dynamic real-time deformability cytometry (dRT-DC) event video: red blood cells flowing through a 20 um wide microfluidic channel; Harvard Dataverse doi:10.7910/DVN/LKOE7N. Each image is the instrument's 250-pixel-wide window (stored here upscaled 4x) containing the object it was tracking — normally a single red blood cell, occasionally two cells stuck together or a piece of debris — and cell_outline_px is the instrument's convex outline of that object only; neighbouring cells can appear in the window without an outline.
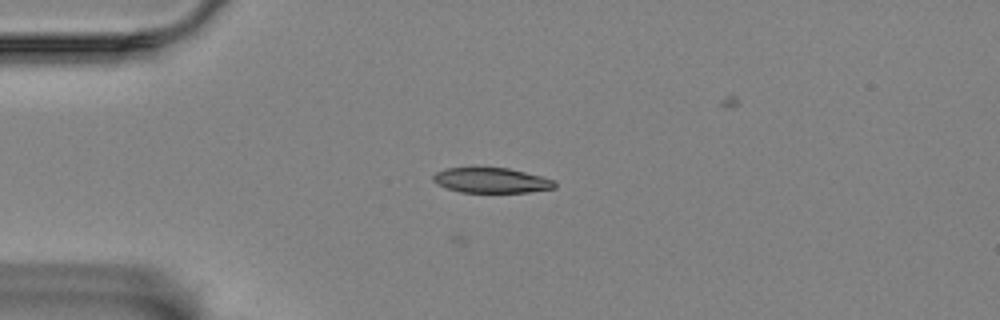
{"species": "Egyptian fruit bat (a non-hibernating species)", "species_latin": "Rousettus aegyptiacus", "temperature_condition": "room temperature", "stored_images_in_passage": 50, "camera_frame_rate_fps": 3000, "um_per_image_px": 0.085, "animal": {"sex": "female"}, "frame": {"image": 1, "passage_image": 14, "time_ms": 4.333, "image_size_px": [1000, 320], "cell_outline_px": [[556, 188], [528, 192], [460, 192], [436, 184], [432, 180], [432, 176], [436, 172], [444, 168], [472, 164], [476, 164], [508, 168], [556, 180]], "centroid_in_image_um": [41.69, 15.27], "position_along_channel_um": 43.3, "area_um2": 18.73}}
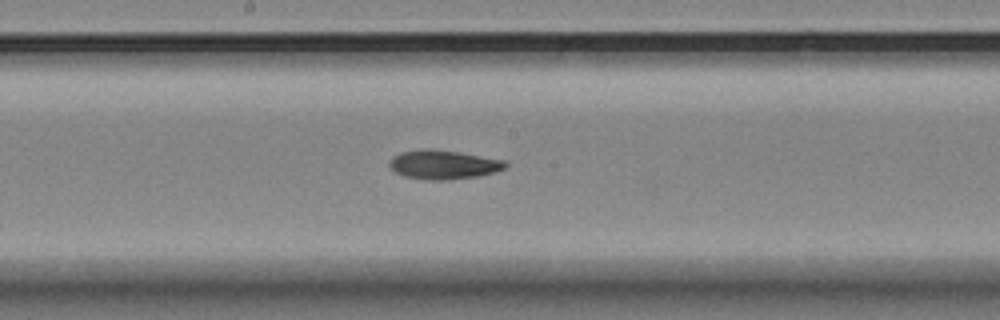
{"frame": {"image": 2, "passage_image": 30, "time_ms": 9.667, "image_size_px": [1000, 320], "cell_outline_px": [[508, 164], [504, 168], [496, 172], [476, 176], [448, 180], [428, 180], [408, 176], [396, 172], [388, 164], [392, 156], [400, 152], [424, 148], [432, 148], [460, 152], [504, 160]], "centroid_in_image_um": [37.69, 13.97], "position_along_channel_um": 210.5, "area_um2": 19.59}}
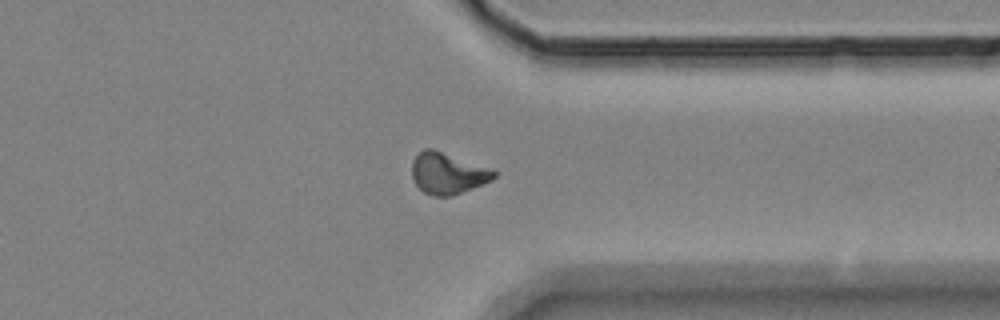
{"frame": {"image": 3, "passage_image": 44, "time_ms": 14.333, "image_size_px": [1000, 320], "cell_outline_px": [[496, 176], [492, 180], [452, 196], [432, 196], [424, 192], [416, 184], [412, 176], [412, 160], [424, 148], [432, 148], [488, 168], [496, 172]], "centroid_in_image_um": [38.02, 14.74], "position_along_channel_um": 373.4, "area_um2": 19.42}}